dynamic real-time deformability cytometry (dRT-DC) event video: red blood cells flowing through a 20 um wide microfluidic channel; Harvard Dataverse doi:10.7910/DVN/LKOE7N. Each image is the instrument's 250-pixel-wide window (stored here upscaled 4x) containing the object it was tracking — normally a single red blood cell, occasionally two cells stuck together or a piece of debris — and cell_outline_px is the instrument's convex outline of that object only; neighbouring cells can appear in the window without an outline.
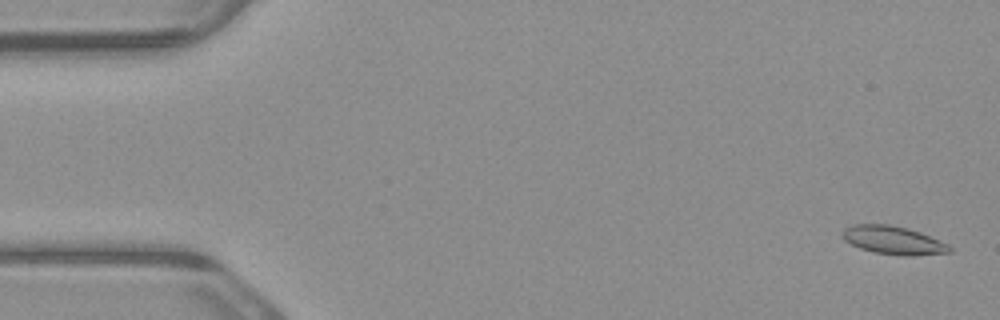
{"species": "common noctule bat (a hibernating species)", "species_latin": "Nyctalus noctula", "temperature_condition": "warm", "stored_images_in_passage": 5, "camera_frame_rate_fps": 3000, "um_per_image_px": 0.085, "animal": {"sex": "male", "body_mass_g": 23.1, "forearm_length_mm": 52.7}, "frame": {"image": 1, "passage_image": 1, "time_ms": 0.0, "image_size_px": [1000, 320], "cell_outline_px": [[952, 252], [916, 256], [900, 256], [876, 252], [860, 248], [844, 240], [840, 236], [840, 232], [844, 228], [852, 224], [888, 224], [908, 228], [920, 232], [948, 244], [952, 248]], "centroid_in_image_um": [75.91, 20.42], "position_along_channel_um": 9.1, "area_um2": 17.86}}
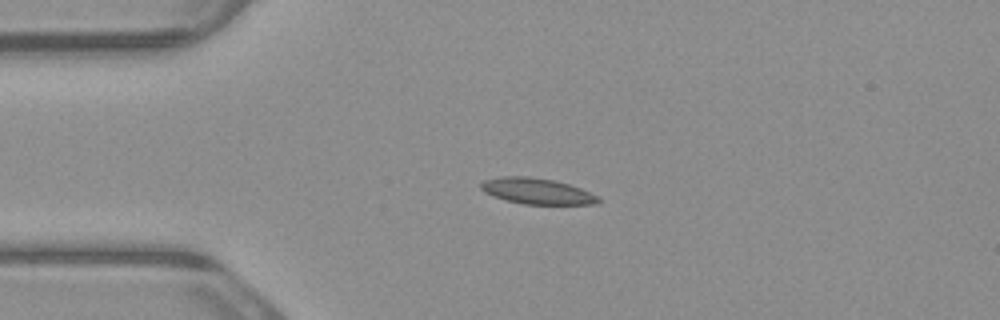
{"frame": {"image": 2, "passage_image": 4, "time_ms": 1.0, "image_size_px": [1000, 320], "cell_outline_px": [[604, 200], [596, 204], [524, 204], [504, 200], [484, 192], [480, 188], [480, 184], [484, 180], [500, 176], [528, 176], [556, 180], [580, 188], [600, 196]], "centroid_in_image_um": [45.67, 16.24], "position_along_channel_um": 39.3, "area_um2": 17.98}}